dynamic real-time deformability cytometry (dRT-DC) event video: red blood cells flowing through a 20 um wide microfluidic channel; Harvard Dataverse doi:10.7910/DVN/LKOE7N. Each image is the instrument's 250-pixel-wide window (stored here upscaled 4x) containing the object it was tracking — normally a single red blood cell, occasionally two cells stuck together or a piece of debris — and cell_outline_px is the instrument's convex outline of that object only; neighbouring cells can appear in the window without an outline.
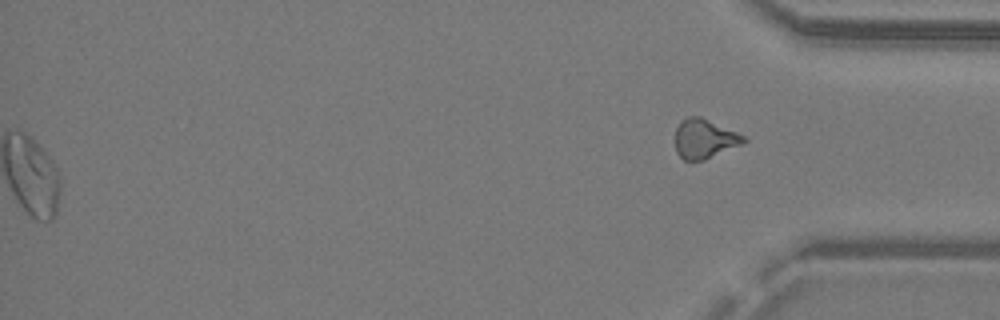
{"species": "common noctule bat (a hibernating species)", "species_latin": "Nyctalus noctula", "temperature_condition": "warm", "stored_images_in_passage": 40, "segment_of_instrument_passage": [2, 2], "camera_frame_rate_fps": 3000, "um_per_image_px": 0.085, "animal": {"sex": "male", "body_mass_g": 19.2, "forearm_length_mm": 51.8}, "frame": {"image": 1, "passage_image": 40, "time_ms": 13.0, "image_size_px": [1000, 320], "cell_outline_px": [[748, 140], [740, 144], [704, 160], [684, 160], [676, 152], [676, 128], [680, 120], [688, 116], [700, 116], [736, 132], [744, 136]], "centroid_in_image_um": [59.84, 11.78], "position_along_channel_um": 375.4, "area_um2": 15.43}}